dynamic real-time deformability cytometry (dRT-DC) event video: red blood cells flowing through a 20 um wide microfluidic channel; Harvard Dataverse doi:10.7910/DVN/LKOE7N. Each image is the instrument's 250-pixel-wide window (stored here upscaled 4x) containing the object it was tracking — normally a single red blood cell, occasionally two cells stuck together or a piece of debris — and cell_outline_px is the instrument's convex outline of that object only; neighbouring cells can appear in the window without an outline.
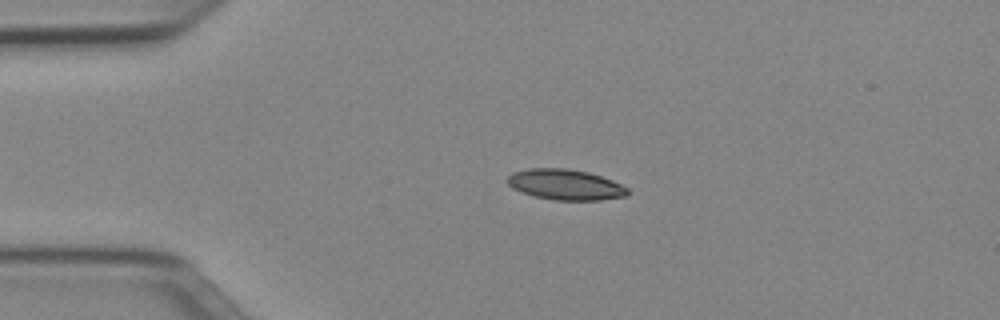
{"species": "Egyptian fruit bat (a non-hibernating species)", "species_latin": "Rousettus aegyptiacus", "temperature_condition": "cold", "stored_images_in_passage": 41, "camera_frame_rate_fps": 3000, "um_per_image_px": 0.085, "animal": {"sex": "female"}, "frame": {"image": 1, "passage_image": 1, "time_ms": 0.0, "image_size_px": [1000, 320], "cell_outline_px": [[628, 196], [600, 200], [552, 200], [536, 196], [512, 188], [508, 184], [508, 176], [512, 172], [528, 168], [568, 168], [588, 172], [612, 180], [628, 188]], "centroid_in_image_um": [48.07, 15.69], "position_along_channel_um": 36.9, "area_um2": 21.39}}
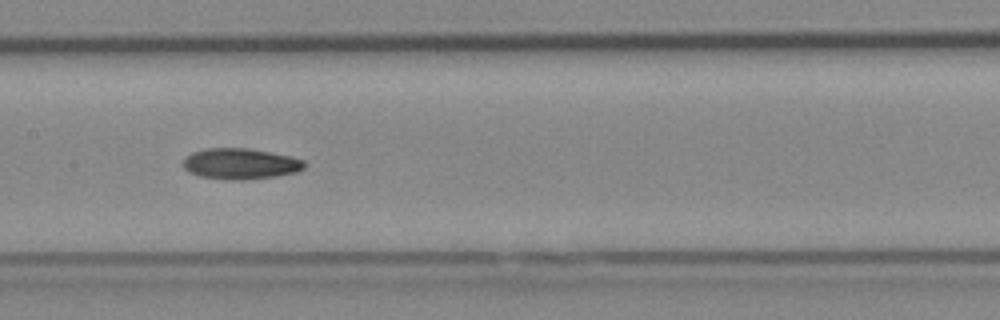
{"frame": {"image": 2, "passage_image": 15, "time_ms": 4.667, "image_size_px": [1000, 320], "cell_outline_px": [[304, 168], [296, 172], [276, 176], [244, 180], [228, 180], [200, 176], [188, 172], [184, 168], [184, 160], [192, 152], [204, 148], [248, 148], [292, 156], [304, 160]], "centroid_in_image_um": [20.44, 13.92], "position_along_channel_um": 187.0, "area_um2": 21.85}}
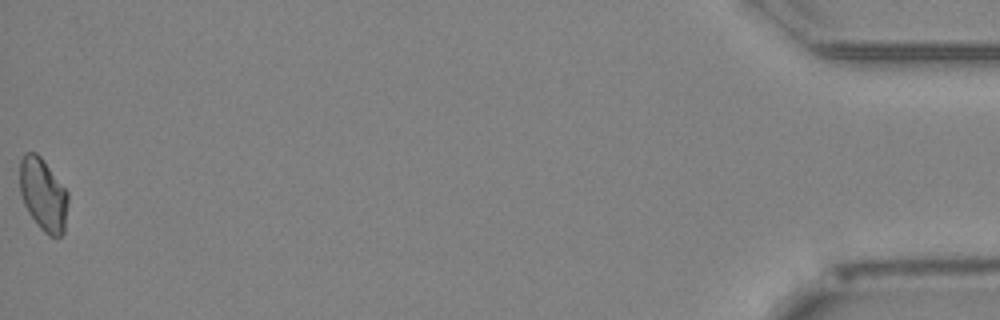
{"frame": {"image": 3, "passage_image": 41, "time_ms": 13.333, "image_size_px": [1000, 320], "cell_outline_px": [[68, 204], [64, 232], [60, 236], [48, 236], [40, 228], [28, 212], [24, 204], [20, 192], [20, 160], [24, 152], [36, 152], [44, 160], [68, 192]], "centroid_in_image_um": [3.67, 16.53], "position_along_channel_um": 431.5, "area_um2": 20.52}}